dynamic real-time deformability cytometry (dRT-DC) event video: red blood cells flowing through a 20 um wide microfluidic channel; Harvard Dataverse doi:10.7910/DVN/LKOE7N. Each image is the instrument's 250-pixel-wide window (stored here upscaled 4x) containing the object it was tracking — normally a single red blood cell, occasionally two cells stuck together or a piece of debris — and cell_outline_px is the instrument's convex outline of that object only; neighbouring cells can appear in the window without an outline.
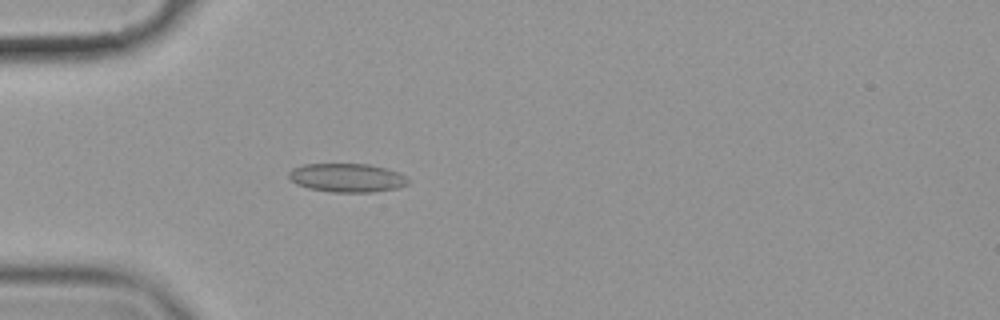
{"species": "common noctule bat (a hibernating species)", "species_latin": "Nyctalus noctula", "temperature_condition": "cold", "stored_images_in_passage": 58, "camera_frame_rate_fps": 3000, "um_per_image_px": 0.085, "animal": {"sex": "female", "body_mass_g": 19.9}, "frame": {"image": 1, "passage_image": 18, "time_ms": 5.667, "image_size_px": [1000, 320], "cell_outline_px": [[408, 184], [400, 188], [372, 192], [332, 192], [308, 188], [296, 184], [288, 176], [288, 172], [292, 168], [304, 164], [368, 164], [400, 172], [408, 176]], "centroid_in_image_um": [29.52, 15.11], "position_along_channel_um": 55.5, "area_um2": 20.11}}
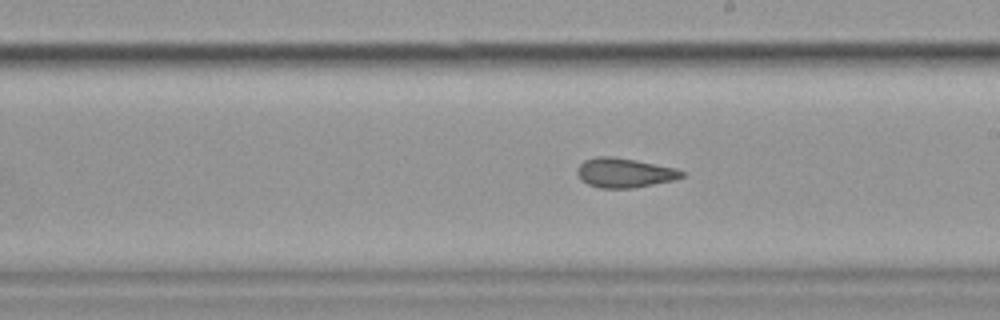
{"frame": {"image": 2, "passage_image": 34, "time_ms": 11.0, "image_size_px": [1000, 320], "cell_outline_px": [[688, 172], [684, 176], [676, 180], [632, 188], [600, 188], [588, 184], [580, 180], [576, 172], [576, 168], [584, 160], [596, 156], [612, 156], [636, 160], [676, 168]], "centroid_in_image_um": [53.09, 14.68], "position_along_channel_um": 235.9, "area_um2": 18.26}}
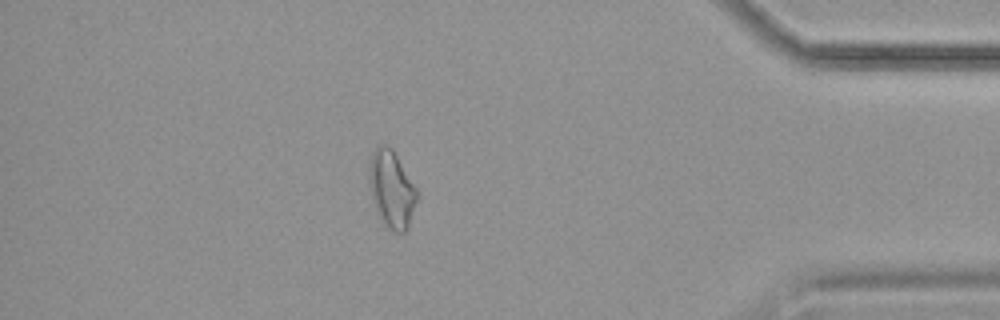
{"frame": {"image": 3, "passage_image": 51, "time_ms": 16.667, "image_size_px": [1000, 320], "cell_outline_px": [[416, 200], [408, 228], [404, 232], [392, 232], [384, 228], [376, 212], [372, 200], [368, 184], [368, 168], [372, 152], [380, 144], [388, 144], [392, 148], [416, 188]], "centroid_in_image_um": [33.23, 16.1], "position_along_channel_um": 402.0, "area_um2": 21.79}, "authors_computed_cell_mechanics": {"area_um2": 19.7098, "velocity_mm_per_s": 3.5393, "shape_relaxation_time_tau1_ms": null, "shape_relaxation_time_tau2_ms": 2.1604, "deformation_change_tau1": null, "deformation_change_tau2": 0.0557}}